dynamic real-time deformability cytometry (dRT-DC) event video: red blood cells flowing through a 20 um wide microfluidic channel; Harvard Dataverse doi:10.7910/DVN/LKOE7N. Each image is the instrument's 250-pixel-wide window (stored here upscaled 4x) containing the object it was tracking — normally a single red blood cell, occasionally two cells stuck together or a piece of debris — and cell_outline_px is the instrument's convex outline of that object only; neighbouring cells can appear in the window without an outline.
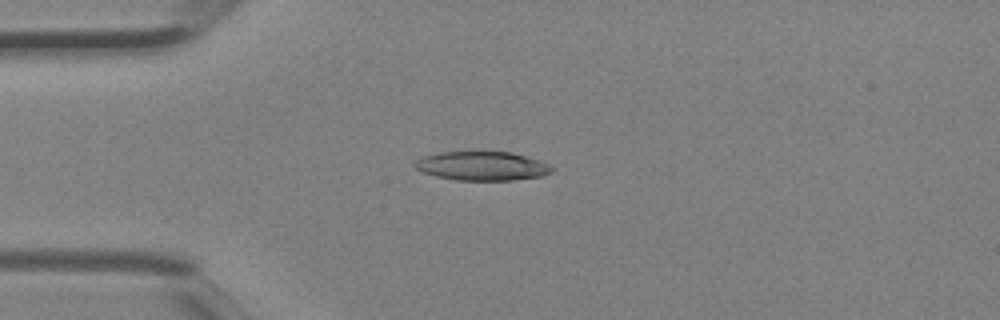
{"species": "Egyptian fruit bat (a non-hibernating species)", "species_latin": "Rousettus aegyptiacus", "temperature_condition": "room temperature", "stored_images_in_passage": 2, "camera_frame_rate_fps": 3000, "um_per_image_px": 0.085, "animal": {"sex": "female"}, "frame": {"image": 1, "passage_image": 2, "time_ms": 0.333, "image_size_px": [1000, 320], "cell_outline_px": [[552, 172], [544, 176], [512, 180], [456, 180], [436, 176], [420, 172], [412, 164], [416, 160], [424, 156], [440, 152], [512, 152], [540, 160], [548, 164], [552, 168]], "centroid_in_image_um": [40.97, 14.11], "position_along_channel_um": 44.0, "area_um2": 23.18}}